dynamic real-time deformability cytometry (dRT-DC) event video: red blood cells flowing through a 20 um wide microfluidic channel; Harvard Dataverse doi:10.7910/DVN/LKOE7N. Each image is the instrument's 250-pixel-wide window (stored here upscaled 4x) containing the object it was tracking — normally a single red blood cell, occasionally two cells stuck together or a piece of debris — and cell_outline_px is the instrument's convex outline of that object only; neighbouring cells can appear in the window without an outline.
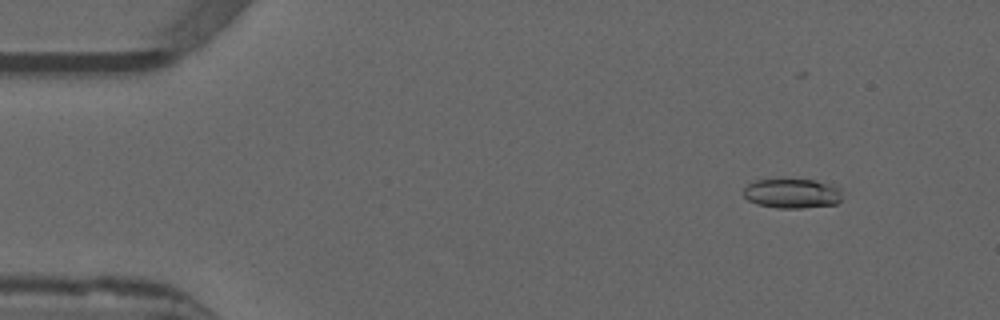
{"species": "common noctule bat (a hibernating species)", "species_latin": "Nyctalus noctula", "temperature_condition": "warm", "stored_images_in_passage": 41, "camera_frame_rate_fps": 3000, "um_per_image_px": 0.085, "animal": {"sex": "male", "forearm_length_mm": 52.5}, "frame": {"image": 1, "passage_image": 6, "time_ms": 1.667, "image_size_px": [1000, 320], "cell_outline_px": [[840, 200], [836, 204], [800, 208], [776, 208], [756, 204], [748, 200], [744, 196], [744, 188], [748, 184], [756, 180], [812, 180], [832, 184], [840, 188]], "centroid_in_image_um": [67.31, 16.45], "position_along_channel_um": 17.7, "area_um2": 16.88}}
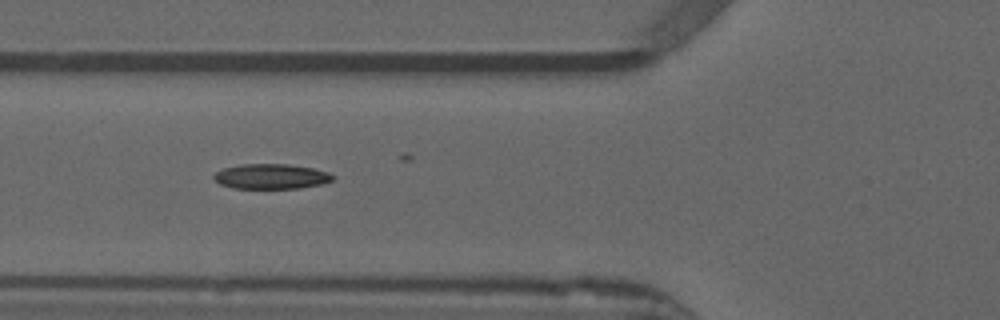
{"frame": {"image": 2, "passage_image": 20, "time_ms": 6.333, "image_size_px": [1000, 320], "cell_outline_px": [[332, 180], [320, 184], [300, 188], [232, 188], [220, 184], [212, 176], [216, 172], [224, 168], [240, 164], [288, 164], [312, 168], [328, 172], [332, 176]], "centroid_in_image_um": [23.01, 14.99], "position_along_channel_um": 102.8, "area_um2": 17.17}}
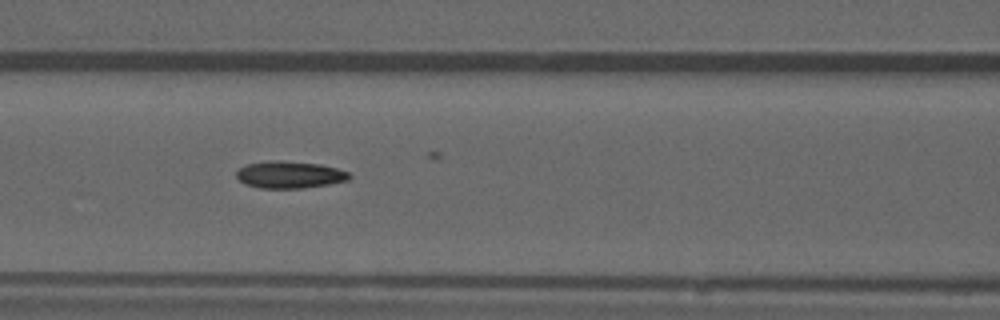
{"frame": {"image": 3, "passage_image": 23, "time_ms": 7.333, "image_size_px": [1000, 320], "cell_outline_px": [[352, 176], [348, 180], [328, 184], [300, 188], [260, 188], [244, 184], [236, 176], [236, 172], [240, 168], [248, 164], [268, 160], [284, 160], [320, 164], [336, 168], [348, 172]], "centroid_in_image_um": [24.6, 14.84], "position_along_channel_um": 142.0, "area_um2": 17.8}}